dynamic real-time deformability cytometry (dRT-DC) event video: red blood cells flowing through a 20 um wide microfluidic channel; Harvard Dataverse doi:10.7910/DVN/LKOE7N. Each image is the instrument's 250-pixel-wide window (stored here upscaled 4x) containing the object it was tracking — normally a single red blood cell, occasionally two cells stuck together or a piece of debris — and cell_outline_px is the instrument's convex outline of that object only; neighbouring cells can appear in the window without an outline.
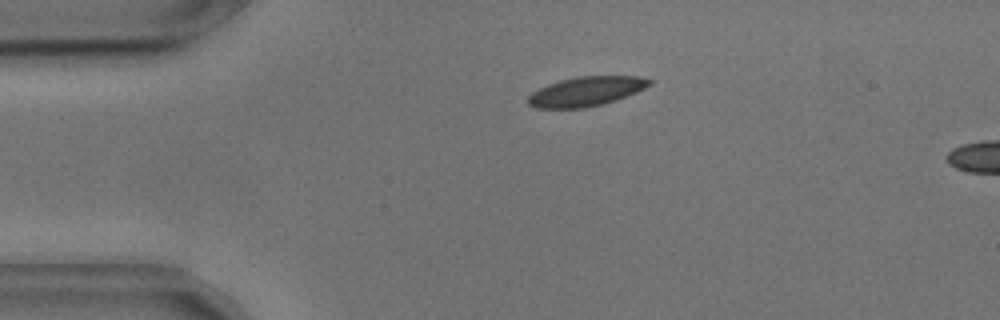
{"species": "common noctule bat (a hibernating species)", "species_latin": "Nyctalus noctula", "temperature_condition": "cold", "stored_images_in_passage": 35, "camera_frame_rate_fps": 3000, "um_per_image_px": 0.085, "animal": {"sex": "male", "body_mass_g": 17.9, "forearm_length_mm": 54.2}, "frame": {"image": 1, "passage_image": 3, "time_ms": 0.667, "image_size_px": [1000, 320], "cell_outline_px": [[652, 84], [636, 92], [616, 100], [584, 108], [536, 108], [528, 104], [528, 96], [532, 92], [548, 84], [560, 80], [580, 76], [636, 76], [652, 80]], "centroid_in_image_um": [49.81, 7.77], "position_along_channel_um": 35.2, "area_um2": 20.63}}
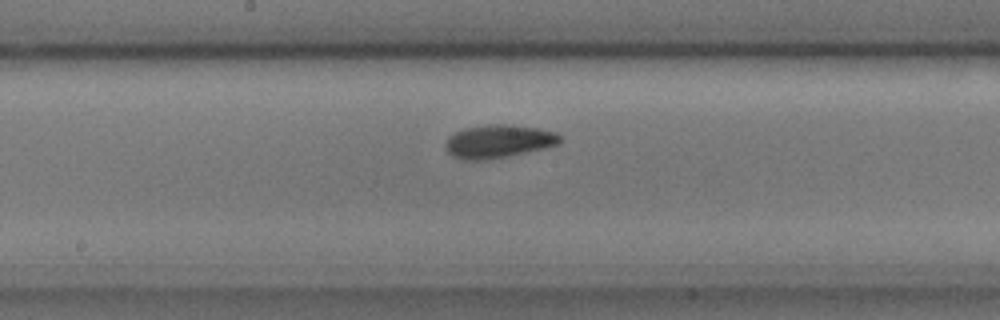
{"frame": {"image": 2, "passage_image": 20, "time_ms": 6.333, "image_size_px": [1000, 320], "cell_outline_px": [[564, 140], [560, 144], [544, 148], [508, 156], [484, 160], [460, 160], [452, 156], [448, 152], [444, 144], [456, 132], [464, 128], [488, 124], [512, 124], [540, 128], [556, 132]], "centroid_in_image_um": [42.41, 12.01], "position_along_channel_um": 205.8, "area_um2": 22.31}}
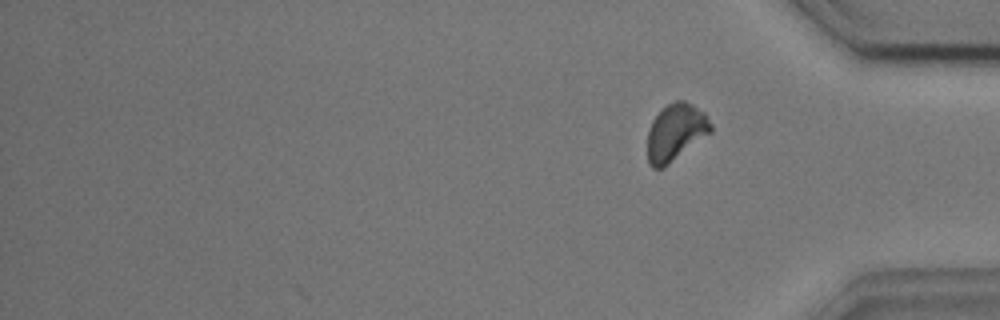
{"frame": {"image": 3, "passage_image": 35, "time_ms": 11.333, "image_size_px": [1000, 320], "cell_outline_px": [[712, 132], [664, 168], [652, 168], [648, 164], [648, 132], [652, 120], [668, 104], [676, 100], [684, 100], [692, 104], [704, 112], [712, 124]], "centroid_in_image_um": [57.44, 11.26], "position_along_channel_um": 377.8, "area_um2": 21.04}, "authors_computed_cell_mechanics": {"area_um2": 21.2126, "velocity_mm_per_s": 3.5957, "shape_relaxation_time_tau1_ms": 2.5295, "shape_relaxation_time_tau2_ms": 4.144, "deformation_change_tau1": 0.0805, "deformation_change_tau2": 0.0631}}